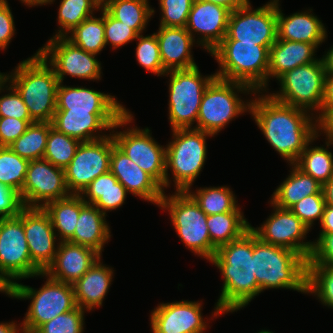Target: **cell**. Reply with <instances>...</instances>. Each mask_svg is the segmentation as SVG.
I'll list each match as a JSON object with an SVG mask.
<instances>
[{"label": "cell", "instance_id": "6da1fadb", "mask_svg": "<svg viewBox=\"0 0 333 333\" xmlns=\"http://www.w3.org/2000/svg\"><path fill=\"white\" fill-rule=\"evenodd\" d=\"M258 94L262 95L251 99L249 113L273 149L294 164L318 134L314 112L281 103L267 93Z\"/></svg>", "mask_w": 333, "mask_h": 333}, {"label": "cell", "instance_id": "7a4b0ae2", "mask_svg": "<svg viewBox=\"0 0 333 333\" xmlns=\"http://www.w3.org/2000/svg\"><path fill=\"white\" fill-rule=\"evenodd\" d=\"M253 231L219 247L209 261L223 276V286L212 317L235 312L261 293L254 273Z\"/></svg>", "mask_w": 333, "mask_h": 333}, {"label": "cell", "instance_id": "3957f363", "mask_svg": "<svg viewBox=\"0 0 333 333\" xmlns=\"http://www.w3.org/2000/svg\"><path fill=\"white\" fill-rule=\"evenodd\" d=\"M6 81L18 91L35 122L51 123L60 82L38 52L21 61L10 74L6 73Z\"/></svg>", "mask_w": 333, "mask_h": 333}, {"label": "cell", "instance_id": "277c9868", "mask_svg": "<svg viewBox=\"0 0 333 333\" xmlns=\"http://www.w3.org/2000/svg\"><path fill=\"white\" fill-rule=\"evenodd\" d=\"M252 258L261 292L286 288L306 294L307 260L299 253L266 243L253 232Z\"/></svg>", "mask_w": 333, "mask_h": 333}, {"label": "cell", "instance_id": "5b68a950", "mask_svg": "<svg viewBox=\"0 0 333 333\" xmlns=\"http://www.w3.org/2000/svg\"><path fill=\"white\" fill-rule=\"evenodd\" d=\"M272 45L240 43L222 40L209 54L220 67L215 76L219 79L240 82L255 92L268 88L269 49Z\"/></svg>", "mask_w": 333, "mask_h": 333}, {"label": "cell", "instance_id": "8992f818", "mask_svg": "<svg viewBox=\"0 0 333 333\" xmlns=\"http://www.w3.org/2000/svg\"><path fill=\"white\" fill-rule=\"evenodd\" d=\"M165 157V189L170 187L168 170L172 172L176 191H186L193 185L207 159V137L214 135L195 128L172 130Z\"/></svg>", "mask_w": 333, "mask_h": 333}, {"label": "cell", "instance_id": "52a82bcc", "mask_svg": "<svg viewBox=\"0 0 333 333\" xmlns=\"http://www.w3.org/2000/svg\"><path fill=\"white\" fill-rule=\"evenodd\" d=\"M47 277L39 290L15 282L11 286V298L32 299L25 318L21 323L23 333H34L45 322L77 307L73 284L56 281Z\"/></svg>", "mask_w": 333, "mask_h": 333}, {"label": "cell", "instance_id": "ba28073f", "mask_svg": "<svg viewBox=\"0 0 333 333\" xmlns=\"http://www.w3.org/2000/svg\"><path fill=\"white\" fill-rule=\"evenodd\" d=\"M239 92L258 95V92L243 83L216 77L203 94L194 128L217 135L232 119L250 112L251 100L243 101L239 98Z\"/></svg>", "mask_w": 333, "mask_h": 333}, {"label": "cell", "instance_id": "9c48e42d", "mask_svg": "<svg viewBox=\"0 0 333 333\" xmlns=\"http://www.w3.org/2000/svg\"><path fill=\"white\" fill-rule=\"evenodd\" d=\"M159 207L170 214L178 237L197 256L210 261L216 253L207 228V215L186 191L164 195Z\"/></svg>", "mask_w": 333, "mask_h": 333}, {"label": "cell", "instance_id": "30bf717a", "mask_svg": "<svg viewBox=\"0 0 333 333\" xmlns=\"http://www.w3.org/2000/svg\"><path fill=\"white\" fill-rule=\"evenodd\" d=\"M169 76V122L172 130L194 128L203 94L216 78L215 73L203 76L199 67L171 70Z\"/></svg>", "mask_w": 333, "mask_h": 333}, {"label": "cell", "instance_id": "8fae6325", "mask_svg": "<svg viewBox=\"0 0 333 333\" xmlns=\"http://www.w3.org/2000/svg\"><path fill=\"white\" fill-rule=\"evenodd\" d=\"M133 120V115L128 110L113 126L111 135L115 145L143 171L151 175L164 190L166 147L160 146L152 138L149 128L140 129L135 126L120 132L114 131L129 125Z\"/></svg>", "mask_w": 333, "mask_h": 333}, {"label": "cell", "instance_id": "7c38bea8", "mask_svg": "<svg viewBox=\"0 0 333 333\" xmlns=\"http://www.w3.org/2000/svg\"><path fill=\"white\" fill-rule=\"evenodd\" d=\"M326 74L318 58L281 75L277 79L280 90L269 95L281 103L318 113L322 107Z\"/></svg>", "mask_w": 333, "mask_h": 333}, {"label": "cell", "instance_id": "4fadbf2b", "mask_svg": "<svg viewBox=\"0 0 333 333\" xmlns=\"http://www.w3.org/2000/svg\"><path fill=\"white\" fill-rule=\"evenodd\" d=\"M0 275L10 286L20 279L41 276L32 263L23 221L18 216L0 218Z\"/></svg>", "mask_w": 333, "mask_h": 333}, {"label": "cell", "instance_id": "5bb4252c", "mask_svg": "<svg viewBox=\"0 0 333 333\" xmlns=\"http://www.w3.org/2000/svg\"><path fill=\"white\" fill-rule=\"evenodd\" d=\"M223 40L273 45L277 40V0H270L254 10L249 1L231 12Z\"/></svg>", "mask_w": 333, "mask_h": 333}, {"label": "cell", "instance_id": "9a60e30c", "mask_svg": "<svg viewBox=\"0 0 333 333\" xmlns=\"http://www.w3.org/2000/svg\"><path fill=\"white\" fill-rule=\"evenodd\" d=\"M37 52L52 67L61 83L65 75L86 80L101 79L102 67L95 58L97 55L75 46L66 37H51Z\"/></svg>", "mask_w": 333, "mask_h": 333}, {"label": "cell", "instance_id": "2e32d148", "mask_svg": "<svg viewBox=\"0 0 333 333\" xmlns=\"http://www.w3.org/2000/svg\"><path fill=\"white\" fill-rule=\"evenodd\" d=\"M115 144L111 135L81 142L65 170V181L70 194H81L99 175L110 171V157Z\"/></svg>", "mask_w": 333, "mask_h": 333}, {"label": "cell", "instance_id": "e0dca14e", "mask_svg": "<svg viewBox=\"0 0 333 333\" xmlns=\"http://www.w3.org/2000/svg\"><path fill=\"white\" fill-rule=\"evenodd\" d=\"M270 204L274 210L272 215H269L260 227L254 228L250 225V229L262 241L295 251L308 260L314 242H304L310 231L309 227L290 209L279 208L271 202Z\"/></svg>", "mask_w": 333, "mask_h": 333}, {"label": "cell", "instance_id": "ac0fdd59", "mask_svg": "<svg viewBox=\"0 0 333 333\" xmlns=\"http://www.w3.org/2000/svg\"><path fill=\"white\" fill-rule=\"evenodd\" d=\"M70 195L65 170L46 159L29 161L20 198L25 207H41Z\"/></svg>", "mask_w": 333, "mask_h": 333}, {"label": "cell", "instance_id": "d6986e66", "mask_svg": "<svg viewBox=\"0 0 333 333\" xmlns=\"http://www.w3.org/2000/svg\"><path fill=\"white\" fill-rule=\"evenodd\" d=\"M18 217L23 221L32 263L45 272L53 263L58 247V243H55L58 237L51 219L43 208L25 206Z\"/></svg>", "mask_w": 333, "mask_h": 333}, {"label": "cell", "instance_id": "ffe728a7", "mask_svg": "<svg viewBox=\"0 0 333 333\" xmlns=\"http://www.w3.org/2000/svg\"><path fill=\"white\" fill-rule=\"evenodd\" d=\"M201 311L199 301L160 303L150 315L152 333H203L208 324Z\"/></svg>", "mask_w": 333, "mask_h": 333}, {"label": "cell", "instance_id": "44dd1931", "mask_svg": "<svg viewBox=\"0 0 333 333\" xmlns=\"http://www.w3.org/2000/svg\"><path fill=\"white\" fill-rule=\"evenodd\" d=\"M231 11L211 2L194 0L186 24L187 31L198 36V45L210 53L226 36ZM195 32V34H194Z\"/></svg>", "mask_w": 333, "mask_h": 333}, {"label": "cell", "instance_id": "7402d4cb", "mask_svg": "<svg viewBox=\"0 0 333 333\" xmlns=\"http://www.w3.org/2000/svg\"><path fill=\"white\" fill-rule=\"evenodd\" d=\"M125 113L55 111L51 124L57 131L65 135L80 142H89L109 136V134L99 133H102V130L110 132Z\"/></svg>", "mask_w": 333, "mask_h": 333}, {"label": "cell", "instance_id": "603a6c76", "mask_svg": "<svg viewBox=\"0 0 333 333\" xmlns=\"http://www.w3.org/2000/svg\"><path fill=\"white\" fill-rule=\"evenodd\" d=\"M110 172L128 193L145 201L160 205L164 195L162 186L137 164L129 159L115 144L110 157Z\"/></svg>", "mask_w": 333, "mask_h": 333}, {"label": "cell", "instance_id": "cb8c5ba5", "mask_svg": "<svg viewBox=\"0 0 333 333\" xmlns=\"http://www.w3.org/2000/svg\"><path fill=\"white\" fill-rule=\"evenodd\" d=\"M100 256L90 247L58 241L54 261L44 273L56 281L74 284Z\"/></svg>", "mask_w": 333, "mask_h": 333}, {"label": "cell", "instance_id": "d4e9b609", "mask_svg": "<svg viewBox=\"0 0 333 333\" xmlns=\"http://www.w3.org/2000/svg\"><path fill=\"white\" fill-rule=\"evenodd\" d=\"M56 111L127 112L115 96L86 87H70L59 83Z\"/></svg>", "mask_w": 333, "mask_h": 333}, {"label": "cell", "instance_id": "484cf974", "mask_svg": "<svg viewBox=\"0 0 333 333\" xmlns=\"http://www.w3.org/2000/svg\"><path fill=\"white\" fill-rule=\"evenodd\" d=\"M155 34L162 65L166 72L197 66L192 57L191 49L195 42L198 43L185 27L159 26V30Z\"/></svg>", "mask_w": 333, "mask_h": 333}, {"label": "cell", "instance_id": "4316f807", "mask_svg": "<svg viewBox=\"0 0 333 333\" xmlns=\"http://www.w3.org/2000/svg\"><path fill=\"white\" fill-rule=\"evenodd\" d=\"M277 0V39L313 44L317 49L327 39L322 21L311 10L284 16Z\"/></svg>", "mask_w": 333, "mask_h": 333}, {"label": "cell", "instance_id": "83f0119b", "mask_svg": "<svg viewBox=\"0 0 333 333\" xmlns=\"http://www.w3.org/2000/svg\"><path fill=\"white\" fill-rule=\"evenodd\" d=\"M112 267H107L101 262V256L91 268L74 284V294L77 306L86 311L102 306L113 281Z\"/></svg>", "mask_w": 333, "mask_h": 333}, {"label": "cell", "instance_id": "f1b7e54d", "mask_svg": "<svg viewBox=\"0 0 333 333\" xmlns=\"http://www.w3.org/2000/svg\"><path fill=\"white\" fill-rule=\"evenodd\" d=\"M316 47L310 43L277 39L269 49L268 81L276 80L296 67L316 61Z\"/></svg>", "mask_w": 333, "mask_h": 333}, {"label": "cell", "instance_id": "f546056e", "mask_svg": "<svg viewBox=\"0 0 333 333\" xmlns=\"http://www.w3.org/2000/svg\"><path fill=\"white\" fill-rule=\"evenodd\" d=\"M106 216L93 204H85L75 227L74 235L68 242L90 247L102 255L104 244L111 238Z\"/></svg>", "mask_w": 333, "mask_h": 333}, {"label": "cell", "instance_id": "4dcf8cb0", "mask_svg": "<svg viewBox=\"0 0 333 333\" xmlns=\"http://www.w3.org/2000/svg\"><path fill=\"white\" fill-rule=\"evenodd\" d=\"M127 194L125 187L109 171L94 179L80 195L87 204H93L107 215L106 211L120 208L125 203Z\"/></svg>", "mask_w": 333, "mask_h": 333}, {"label": "cell", "instance_id": "1f68e13d", "mask_svg": "<svg viewBox=\"0 0 333 333\" xmlns=\"http://www.w3.org/2000/svg\"><path fill=\"white\" fill-rule=\"evenodd\" d=\"M290 165L292 171L275 189L270 200L272 204L282 209H290L301 199L322 191V185L312 176L304 173L295 164Z\"/></svg>", "mask_w": 333, "mask_h": 333}, {"label": "cell", "instance_id": "d6a6232c", "mask_svg": "<svg viewBox=\"0 0 333 333\" xmlns=\"http://www.w3.org/2000/svg\"><path fill=\"white\" fill-rule=\"evenodd\" d=\"M86 204L80 194L47 203L43 209L48 213L54 231L60 241H68L75 231L80 209Z\"/></svg>", "mask_w": 333, "mask_h": 333}, {"label": "cell", "instance_id": "836d02e7", "mask_svg": "<svg viewBox=\"0 0 333 333\" xmlns=\"http://www.w3.org/2000/svg\"><path fill=\"white\" fill-rule=\"evenodd\" d=\"M206 224L211 243L216 249L240 238L251 225L241 211L207 215Z\"/></svg>", "mask_w": 333, "mask_h": 333}, {"label": "cell", "instance_id": "e575fe53", "mask_svg": "<svg viewBox=\"0 0 333 333\" xmlns=\"http://www.w3.org/2000/svg\"><path fill=\"white\" fill-rule=\"evenodd\" d=\"M148 0H105L102 7L116 20L132 28L138 35L146 29L155 14Z\"/></svg>", "mask_w": 333, "mask_h": 333}, {"label": "cell", "instance_id": "d590c367", "mask_svg": "<svg viewBox=\"0 0 333 333\" xmlns=\"http://www.w3.org/2000/svg\"><path fill=\"white\" fill-rule=\"evenodd\" d=\"M317 134L302 151L298 160L294 163L304 173L312 176L321 185L325 184L333 176V153L329 146L333 145L332 139H326L324 146H311ZM310 145V146H309Z\"/></svg>", "mask_w": 333, "mask_h": 333}, {"label": "cell", "instance_id": "8d00e7d4", "mask_svg": "<svg viewBox=\"0 0 333 333\" xmlns=\"http://www.w3.org/2000/svg\"><path fill=\"white\" fill-rule=\"evenodd\" d=\"M186 192L194 199L206 215L221 214L225 212L241 211L235 194L227 186L204 187L195 192L189 187Z\"/></svg>", "mask_w": 333, "mask_h": 333}, {"label": "cell", "instance_id": "74e56055", "mask_svg": "<svg viewBox=\"0 0 333 333\" xmlns=\"http://www.w3.org/2000/svg\"><path fill=\"white\" fill-rule=\"evenodd\" d=\"M65 36L75 46L97 55L106 47L104 35V8L101 7V17L91 16L76 26Z\"/></svg>", "mask_w": 333, "mask_h": 333}, {"label": "cell", "instance_id": "f35d334b", "mask_svg": "<svg viewBox=\"0 0 333 333\" xmlns=\"http://www.w3.org/2000/svg\"><path fill=\"white\" fill-rule=\"evenodd\" d=\"M102 7L100 0H61L58 9L59 30L53 37H65Z\"/></svg>", "mask_w": 333, "mask_h": 333}, {"label": "cell", "instance_id": "ab89813d", "mask_svg": "<svg viewBox=\"0 0 333 333\" xmlns=\"http://www.w3.org/2000/svg\"><path fill=\"white\" fill-rule=\"evenodd\" d=\"M51 127L50 122H34L9 148L28 161L42 159Z\"/></svg>", "mask_w": 333, "mask_h": 333}, {"label": "cell", "instance_id": "60d3db41", "mask_svg": "<svg viewBox=\"0 0 333 333\" xmlns=\"http://www.w3.org/2000/svg\"><path fill=\"white\" fill-rule=\"evenodd\" d=\"M28 163V160L14 153L9 146H0V182L20 194Z\"/></svg>", "mask_w": 333, "mask_h": 333}, {"label": "cell", "instance_id": "b9f144b4", "mask_svg": "<svg viewBox=\"0 0 333 333\" xmlns=\"http://www.w3.org/2000/svg\"><path fill=\"white\" fill-rule=\"evenodd\" d=\"M81 142L73 137L49 129L46 149L43 158L54 166L65 169L73 159L76 149Z\"/></svg>", "mask_w": 333, "mask_h": 333}, {"label": "cell", "instance_id": "7bdbcfd3", "mask_svg": "<svg viewBox=\"0 0 333 333\" xmlns=\"http://www.w3.org/2000/svg\"><path fill=\"white\" fill-rule=\"evenodd\" d=\"M333 309V265H307L306 294Z\"/></svg>", "mask_w": 333, "mask_h": 333}, {"label": "cell", "instance_id": "ee69618b", "mask_svg": "<svg viewBox=\"0 0 333 333\" xmlns=\"http://www.w3.org/2000/svg\"><path fill=\"white\" fill-rule=\"evenodd\" d=\"M139 40V41H138ZM136 58L140 66L144 67L147 72L162 76L166 73L162 65L159 45L156 34L137 36Z\"/></svg>", "mask_w": 333, "mask_h": 333}, {"label": "cell", "instance_id": "f6af8a7d", "mask_svg": "<svg viewBox=\"0 0 333 333\" xmlns=\"http://www.w3.org/2000/svg\"><path fill=\"white\" fill-rule=\"evenodd\" d=\"M85 309H75L45 322L34 333H83Z\"/></svg>", "mask_w": 333, "mask_h": 333}, {"label": "cell", "instance_id": "bcb514c9", "mask_svg": "<svg viewBox=\"0 0 333 333\" xmlns=\"http://www.w3.org/2000/svg\"><path fill=\"white\" fill-rule=\"evenodd\" d=\"M194 0H159L160 26L186 27L188 15Z\"/></svg>", "mask_w": 333, "mask_h": 333}, {"label": "cell", "instance_id": "7dc6e473", "mask_svg": "<svg viewBox=\"0 0 333 333\" xmlns=\"http://www.w3.org/2000/svg\"><path fill=\"white\" fill-rule=\"evenodd\" d=\"M326 202L324 200L323 192L318 194L309 195L296 204H294L290 210L299 217V219L312 229L314 221L319 220L321 222ZM313 224V225H312Z\"/></svg>", "mask_w": 333, "mask_h": 333}, {"label": "cell", "instance_id": "c3c4849f", "mask_svg": "<svg viewBox=\"0 0 333 333\" xmlns=\"http://www.w3.org/2000/svg\"><path fill=\"white\" fill-rule=\"evenodd\" d=\"M104 35L106 45L117 49L137 39L138 34L129 26L113 18L104 9Z\"/></svg>", "mask_w": 333, "mask_h": 333}, {"label": "cell", "instance_id": "681fc988", "mask_svg": "<svg viewBox=\"0 0 333 333\" xmlns=\"http://www.w3.org/2000/svg\"><path fill=\"white\" fill-rule=\"evenodd\" d=\"M6 84L7 81L0 86V93L4 90H9L8 94L0 96V117L33 120L18 91L11 84Z\"/></svg>", "mask_w": 333, "mask_h": 333}, {"label": "cell", "instance_id": "f907efd6", "mask_svg": "<svg viewBox=\"0 0 333 333\" xmlns=\"http://www.w3.org/2000/svg\"><path fill=\"white\" fill-rule=\"evenodd\" d=\"M307 265H333V233L319 234L313 242Z\"/></svg>", "mask_w": 333, "mask_h": 333}, {"label": "cell", "instance_id": "816d5d0a", "mask_svg": "<svg viewBox=\"0 0 333 333\" xmlns=\"http://www.w3.org/2000/svg\"><path fill=\"white\" fill-rule=\"evenodd\" d=\"M34 120L0 117V146H9L18 139Z\"/></svg>", "mask_w": 333, "mask_h": 333}, {"label": "cell", "instance_id": "f5cc1de1", "mask_svg": "<svg viewBox=\"0 0 333 333\" xmlns=\"http://www.w3.org/2000/svg\"><path fill=\"white\" fill-rule=\"evenodd\" d=\"M23 207L20 194L0 182V218L17 217Z\"/></svg>", "mask_w": 333, "mask_h": 333}, {"label": "cell", "instance_id": "db71d44e", "mask_svg": "<svg viewBox=\"0 0 333 333\" xmlns=\"http://www.w3.org/2000/svg\"><path fill=\"white\" fill-rule=\"evenodd\" d=\"M7 0H0V50H5L15 34V23Z\"/></svg>", "mask_w": 333, "mask_h": 333}, {"label": "cell", "instance_id": "11a10c76", "mask_svg": "<svg viewBox=\"0 0 333 333\" xmlns=\"http://www.w3.org/2000/svg\"><path fill=\"white\" fill-rule=\"evenodd\" d=\"M333 108V74L327 73L325 77L324 96L321 110L316 113L317 122ZM321 112V113H320ZM318 114V115H317Z\"/></svg>", "mask_w": 333, "mask_h": 333}, {"label": "cell", "instance_id": "9f6ffc18", "mask_svg": "<svg viewBox=\"0 0 333 333\" xmlns=\"http://www.w3.org/2000/svg\"><path fill=\"white\" fill-rule=\"evenodd\" d=\"M318 133L326 136V139L333 140V108H331L318 122ZM322 132V133H321Z\"/></svg>", "mask_w": 333, "mask_h": 333}, {"label": "cell", "instance_id": "6f0895ef", "mask_svg": "<svg viewBox=\"0 0 333 333\" xmlns=\"http://www.w3.org/2000/svg\"><path fill=\"white\" fill-rule=\"evenodd\" d=\"M321 230L319 234L333 233V206L326 205L320 222Z\"/></svg>", "mask_w": 333, "mask_h": 333}, {"label": "cell", "instance_id": "680465c9", "mask_svg": "<svg viewBox=\"0 0 333 333\" xmlns=\"http://www.w3.org/2000/svg\"><path fill=\"white\" fill-rule=\"evenodd\" d=\"M226 7L231 12L246 5L249 0H201Z\"/></svg>", "mask_w": 333, "mask_h": 333}, {"label": "cell", "instance_id": "91938a15", "mask_svg": "<svg viewBox=\"0 0 333 333\" xmlns=\"http://www.w3.org/2000/svg\"><path fill=\"white\" fill-rule=\"evenodd\" d=\"M322 192L326 205L333 206V176L322 185Z\"/></svg>", "mask_w": 333, "mask_h": 333}, {"label": "cell", "instance_id": "94428289", "mask_svg": "<svg viewBox=\"0 0 333 333\" xmlns=\"http://www.w3.org/2000/svg\"><path fill=\"white\" fill-rule=\"evenodd\" d=\"M327 73L333 74V46L320 58Z\"/></svg>", "mask_w": 333, "mask_h": 333}, {"label": "cell", "instance_id": "6125c7cd", "mask_svg": "<svg viewBox=\"0 0 333 333\" xmlns=\"http://www.w3.org/2000/svg\"><path fill=\"white\" fill-rule=\"evenodd\" d=\"M20 326V327H19ZM22 325L16 324L14 321L12 322H1L0 323V333H23Z\"/></svg>", "mask_w": 333, "mask_h": 333}, {"label": "cell", "instance_id": "be15d7a7", "mask_svg": "<svg viewBox=\"0 0 333 333\" xmlns=\"http://www.w3.org/2000/svg\"><path fill=\"white\" fill-rule=\"evenodd\" d=\"M22 3H24L26 6L32 7V6H38V5H46L51 4L55 0H20Z\"/></svg>", "mask_w": 333, "mask_h": 333}, {"label": "cell", "instance_id": "e7e4bbea", "mask_svg": "<svg viewBox=\"0 0 333 333\" xmlns=\"http://www.w3.org/2000/svg\"><path fill=\"white\" fill-rule=\"evenodd\" d=\"M0 292L7 294L11 297V286L6 282V280L0 275Z\"/></svg>", "mask_w": 333, "mask_h": 333}, {"label": "cell", "instance_id": "03108f58", "mask_svg": "<svg viewBox=\"0 0 333 333\" xmlns=\"http://www.w3.org/2000/svg\"><path fill=\"white\" fill-rule=\"evenodd\" d=\"M6 81V74L0 72V86Z\"/></svg>", "mask_w": 333, "mask_h": 333}, {"label": "cell", "instance_id": "003e7915", "mask_svg": "<svg viewBox=\"0 0 333 333\" xmlns=\"http://www.w3.org/2000/svg\"><path fill=\"white\" fill-rule=\"evenodd\" d=\"M258 333H274V332L269 331V330H261V331H259Z\"/></svg>", "mask_w": 333, "mask_h": 333}]
</instances>
